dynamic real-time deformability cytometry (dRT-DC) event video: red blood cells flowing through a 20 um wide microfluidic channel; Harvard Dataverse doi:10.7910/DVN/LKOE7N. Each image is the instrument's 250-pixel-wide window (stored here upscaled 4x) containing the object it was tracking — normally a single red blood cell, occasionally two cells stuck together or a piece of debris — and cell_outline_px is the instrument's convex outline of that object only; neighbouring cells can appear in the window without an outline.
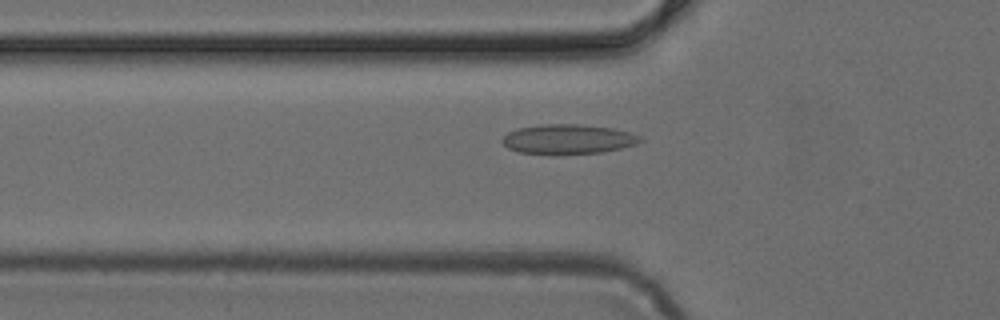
{"species": "common noctule bat (a hibernating species)", "species_latin": "Nyctalus noctula", "temperature_condition": "cold", "stored_images_in_passage": 44, "camera_frame_rate_fps": 3000, "um_per_image_px": 0.085, "animal": {"sex": "female", "body_mass_g": 24.6, "forearm_length_mm": 56.2}, "frame": {"image": 1, "passage_image": 12, "time_ms": 3.667, "image_size_px": [1000, 320], "cell_outline_px": [[644, 140], [636, 144], [620, 148], [600, 152], [556, 156], [552, 156], [520, 152], [508, 148], [500, 140], [508, 132], [520, 128], [540, 124], [580, 124], [612, 128], [628, 132], [640, 136]], "centroid_in_image_um": [48.25, 11.85], "position_along_channel_um": 77.5, "area_um2": 24.22}}
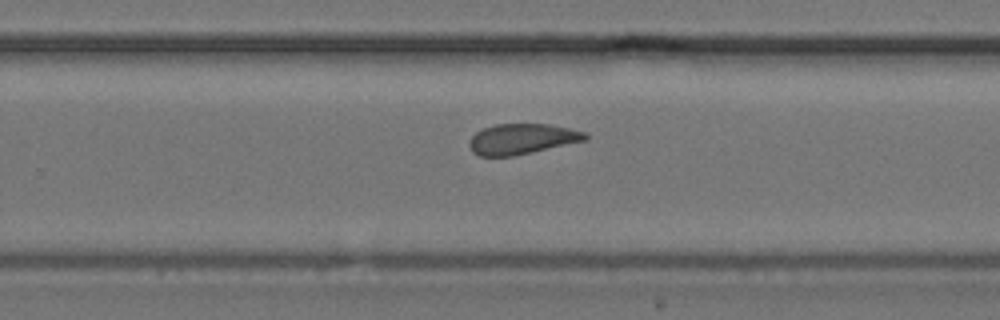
{"frame": {"image": 2, "passage_image": 27, "time_ms": 8.667, "image_size_px": [1000, 320], "cell_outline_px": [[588, 140], [512, 156], [480, 156], [472, 152], [468, 144], [468, 140], [476, 132], [484, 128], [496, 124], [548, 124], [588, 132]], "centroid_in_image_um": [44.37, 11.81], "position_along_channel_um": 285.4, "area_um2": 20.63}}
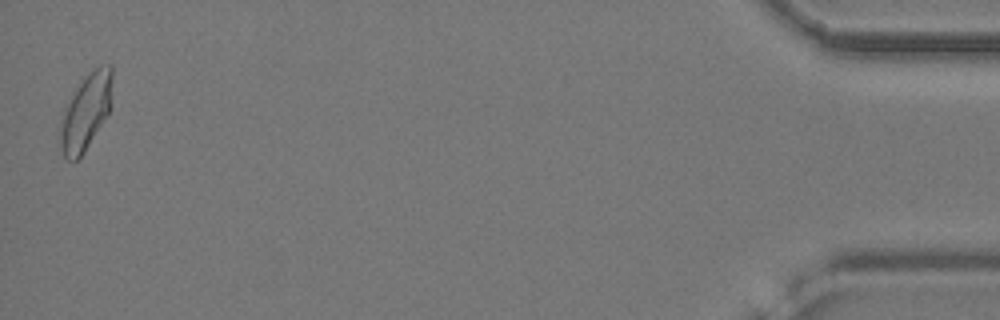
{"frame": {"image": 3, "passage_image": 44, "time_ms": 14.333, "image_size_px": [1000, 320], "cell_outline_px": [[112, 76], [108, 116], [84, 152], [76, 160], [68, 160], [64, 156], [60, 148], [56, 136], [64, 108], [80, 84], [100, 64], [112, 64]], "centroid_in_image_um": [7.26, 9.59], "position_along_channel_um": 427.9, "area_um2": 22.95}}